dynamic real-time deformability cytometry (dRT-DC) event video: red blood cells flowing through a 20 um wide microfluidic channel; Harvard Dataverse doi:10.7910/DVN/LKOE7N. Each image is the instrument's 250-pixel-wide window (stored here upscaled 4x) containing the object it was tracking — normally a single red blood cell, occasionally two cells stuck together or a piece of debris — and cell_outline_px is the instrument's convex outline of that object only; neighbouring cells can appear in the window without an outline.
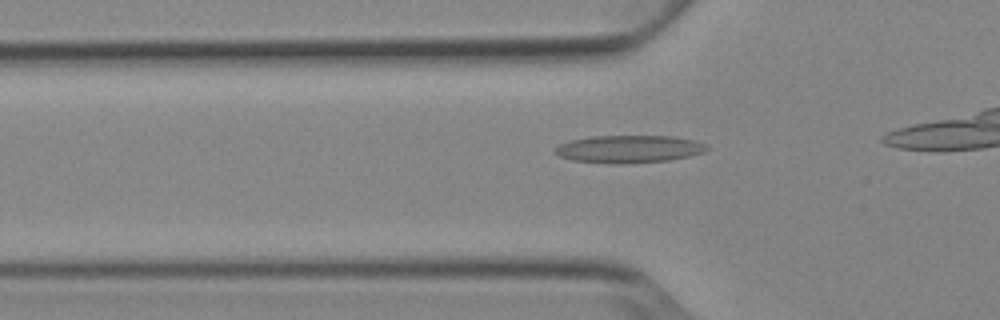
{"species": "Egyptian fruit bat (a non-hibernating species)", "species_latin": "Rousettus aegyptiacus", "temperature_condition": "cold", "stored_images_in_passage": 28, "camera_frame_rate_fps": 3000, "um_per_image_px": 0.085, "animal": {"sex": "female"}, "frame": {"image": 1, "passage_image": 6, "time_ms": 1.667, "image_size_px": [1000, 320], "cell_outline_px": [[708, 148], [704, 152], [688, 156], [668, 160], [624, 164], [620, 164], [572, 160], [560, 156], [552, 152], [560, 144], [572, 140], [592, 136], [672, 136], [692, 140], [704, 144]], "centroid_in_image_um": [53.43, 12.67], "position_along_channel_um": 72.4, "area_um2": 24.1}}
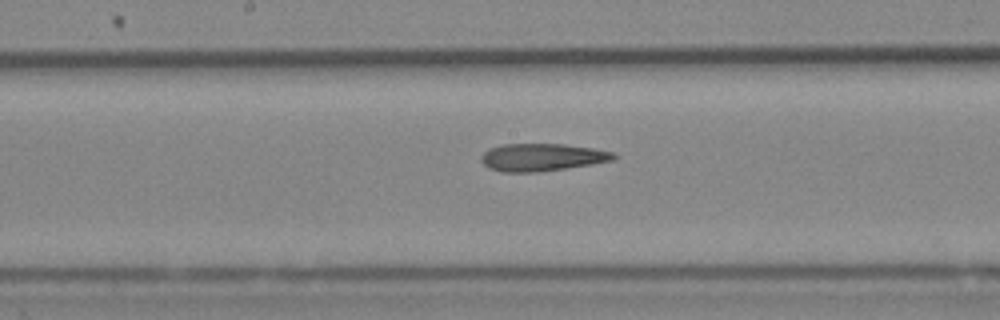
{"frame": {"image": 2, "passage_image": 16, "time_ms": 5.0, "image_size_px": [1000, 320], "cell_outline_px": [[620, 156], [616, 160], [568, 168], [536, 172], [500, 172], [488, 168], [480, 160], [480, 156], [484, 152], [500, 144], [564, 144], [592, 148], [612, 152]], "centroid_in_image_um": [46.09, 13.37], "position_along_channel_um": 202.1, "area_um2": 21.44}}
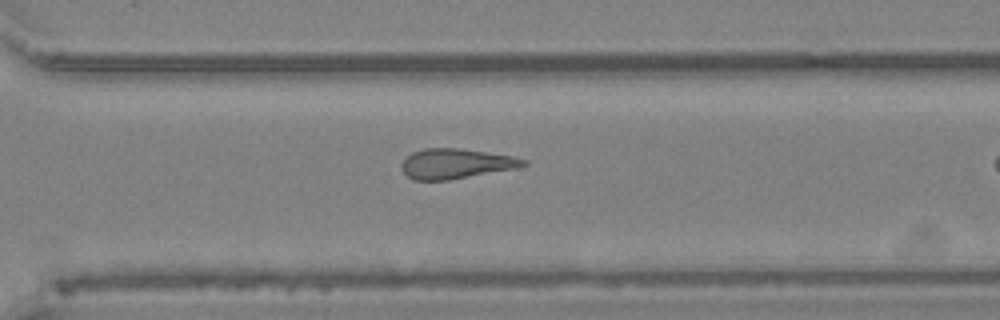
{"frame": {"image": 3, "passage_image": 26, "time_ms": 8.333, "image_size_px": [1000, 320], "cell_outline_px": [[528, 164], [516, 168], [448, 180], [412, 180], [400, 168], [400, 164], [412, 152], [424, 148], [456, 148], [512, 156], [528, 160]], "centroid_in_image_um": [38.72, 13.91], "position_along_channel_um": 331.9, "area_um2": 21.1}}